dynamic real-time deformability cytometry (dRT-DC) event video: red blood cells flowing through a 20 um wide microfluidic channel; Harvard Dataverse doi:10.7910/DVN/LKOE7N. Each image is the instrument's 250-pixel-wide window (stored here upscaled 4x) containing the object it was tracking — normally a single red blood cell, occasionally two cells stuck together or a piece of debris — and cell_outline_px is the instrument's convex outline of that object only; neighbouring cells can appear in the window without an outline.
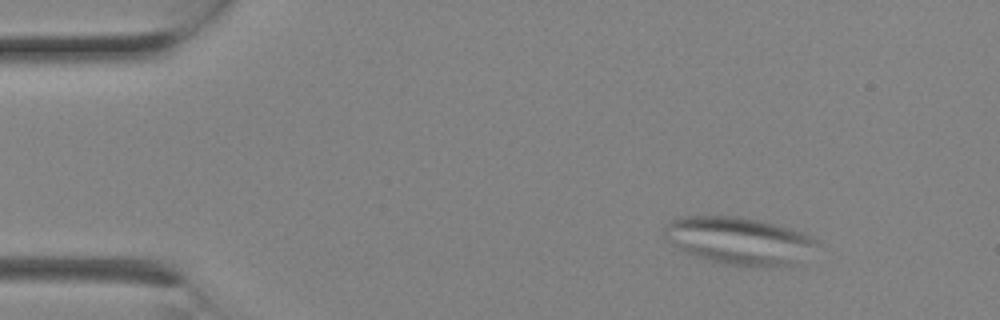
{"species": "Egyptian fruit bat (a non-hibernating species)", "species_latin": "Rousettus aegyptiacus", "temperature_condition": "room temperature", "stored_images_in_passage": 1, "camera_frame_rate_fps": 3000, "um_per_image_px": 0.085, "animal": {"sex": "female"}, "frame": {"image": 1, "passage_image": 1, "time_ms": 0.0, "image_size_px": [1000, 320], "cell_outline_px": [[816, 244], [792, 264], [784, 268], [752, 268], [724, 264], [696, 256], [684, 252], [672, 244], [664, 236], [664, 228], [672, 220], [684, 216], [736, 216], [756, 220], [804, 232], [812, 236], [816, 240]], "centroid_in_image_um": [62.78, 20.49], "position_along_channel_um": 22.2, "area_um2": 41.91}}